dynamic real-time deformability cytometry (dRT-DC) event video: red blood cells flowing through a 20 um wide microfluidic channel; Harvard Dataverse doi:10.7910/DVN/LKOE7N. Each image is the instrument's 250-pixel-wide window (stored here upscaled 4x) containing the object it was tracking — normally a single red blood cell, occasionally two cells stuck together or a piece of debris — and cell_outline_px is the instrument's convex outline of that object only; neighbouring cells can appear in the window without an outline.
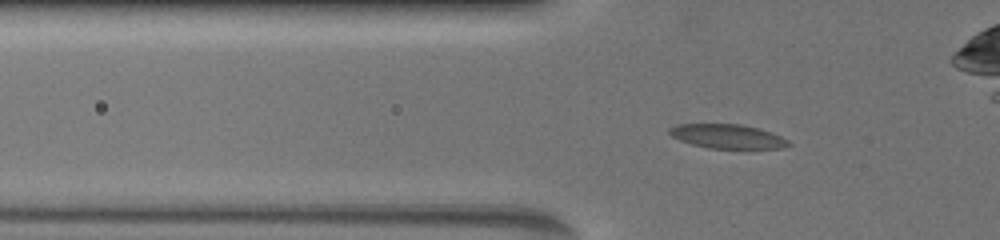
{"species": "common noctule bat (a hibernating species)", "species_latin": "Nyctalus noctula", "temperature_condition": "warm", "stored_images_in_passage": 35, "camera_frame_rate_fps": 3000, "um_per_image_px": 0.085, "animal": {"sex": "female", "body_mass_g": 19.5, "forearm_length_mm": 54.1}, "frame": {"image": 1, "passage_image": 8, "time_ms": 3.667, "image_size_px": [1000, 240], "cell_outline_px": [[792, 144], [784, 148], [708, 148], [692, 144], [680, 140], [672, 136], [668, 132], [668, 128], [676, 124], [740, 124], [760, 128], [780, 136], [788, 140]], "centroid_in_image_um": [61.83, 11.58], "position_along_channel_um": 64.0, "area_um2": 16.76}}
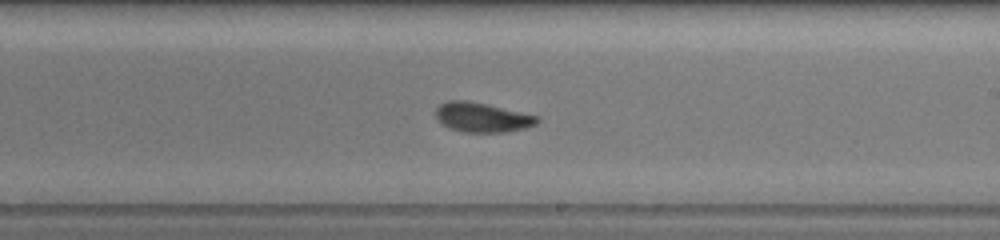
{"frame": {"image": 2, "passage_image": 19, "time_ms": 8.667, "image_size_px": [1000, 240], "cell_outline_px": [[540, 120], [536, 124], [528, 128], [508, 132], [464, 132], [448, 128], [436, 116], [436, 108], [440, 104], [448, 100], [464, 100], [484, 104], [540, 116]], "centroid_in_image_um": [41.02, 9.99], "position_along_channel_um": 248.0, "area_um2": 17.4}}
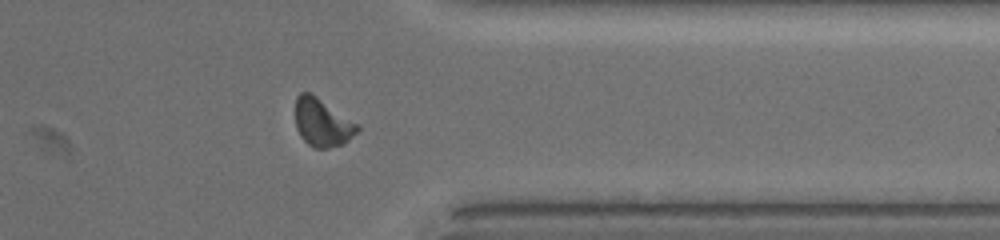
{"frame": {"image": 3, "passage_image": 27, "time_ms": 12.333, "image_size_px": [1000, 240], "cell_outline_px": [[360, 128], [344, 144], [328, 148], [316, 148], [308, 144], [300, 136], [296, 128], [296, 96], [300, 92], [308, 92], [316, 96], [360, 124]], "centroid_in_image_um": [27.4, 10.42], "position_along_channel_um": 384.0, "area_um2": 17.34}}